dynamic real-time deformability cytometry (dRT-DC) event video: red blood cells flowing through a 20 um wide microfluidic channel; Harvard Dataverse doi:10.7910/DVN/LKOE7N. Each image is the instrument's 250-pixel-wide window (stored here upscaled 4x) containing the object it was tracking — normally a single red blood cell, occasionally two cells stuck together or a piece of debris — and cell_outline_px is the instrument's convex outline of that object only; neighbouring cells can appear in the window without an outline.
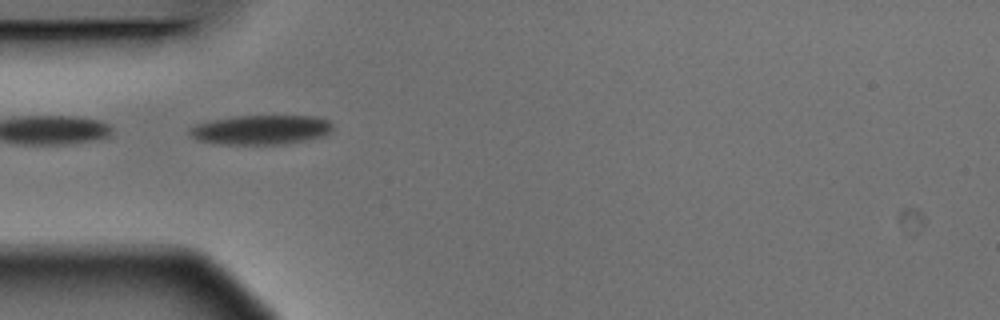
{"species": "Egyptian fruit bat (a non-hibernating species)", "species_latin": "Rousettus aegyptiacus", "temperature_condition": "warm", "stored_images_in_passage": 10, "camera_frame_rate_fps": 3000, "um_per_image_px": 0.085, "animal": {"sex": "male"}, "frame": {"image": 1, "passage_image": 5, "time_ms": 1.333, "image_size_px": [1000, 320], "cell_outline_px": [[332, 128], [324, 136], [288, 144], [216, 144], [196, 140], [188, 132], [188, 128], [196, 124], [212, 120], [236, 116], [312, 116], [328, 120], [332, 124]], "centroid_in_image_um": [22.14, 11.04], "position_along_channel_um": 62.9, "area_um2": 24.62}}
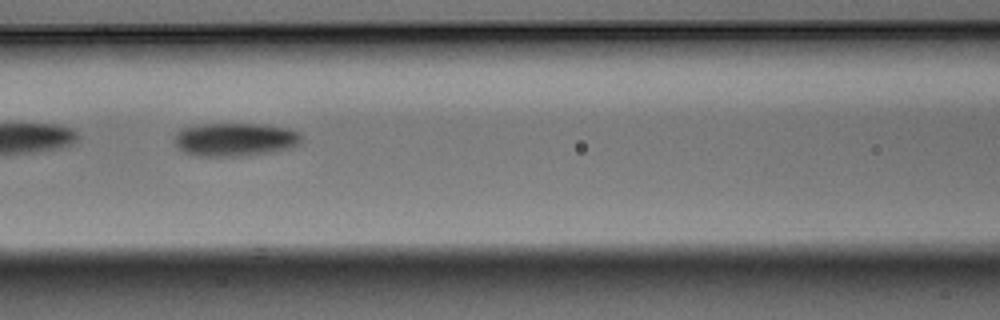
{"frame": {"image": 2, "passage_image": 7, "time_ms": 2.0, "image_size_px": [1000, 320], "cell_outline_px": [[300, 144], [292, 148], [268, 152], [236, 156], [196, 156], [184, 152], [172, 140], [172, 136], [180, 128], [200, 124], [264, 124], [288, 128], [300, 132]], "centroid_in_image_um": [19.94, 11.84], "position_along_channel_um": 146.7, "area_um2": 24.85}}
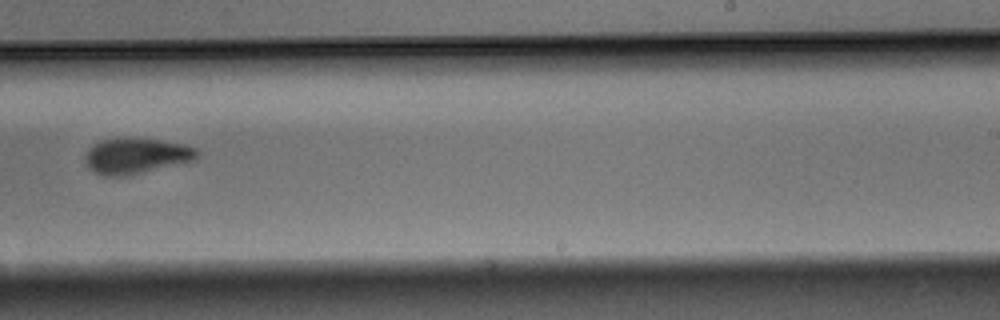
{"frame": {"image": 3, "passage_image": 10, "time_ms": 3.0, "image_size_px": [1000, 320], "cell_outline_px": [[200, 156], [196, 160], [144, 172], [120, 176], [104, 176], [88, 168], [84, 160], [84, 156], [88, 148], [100, 140], [160, 140], [184, 144], [196, 148], [200, 152]], "centroid_in_image_um": [11.6, 13.28], "position_along_channel_um": 277.4, "area_um2": 22.89}}